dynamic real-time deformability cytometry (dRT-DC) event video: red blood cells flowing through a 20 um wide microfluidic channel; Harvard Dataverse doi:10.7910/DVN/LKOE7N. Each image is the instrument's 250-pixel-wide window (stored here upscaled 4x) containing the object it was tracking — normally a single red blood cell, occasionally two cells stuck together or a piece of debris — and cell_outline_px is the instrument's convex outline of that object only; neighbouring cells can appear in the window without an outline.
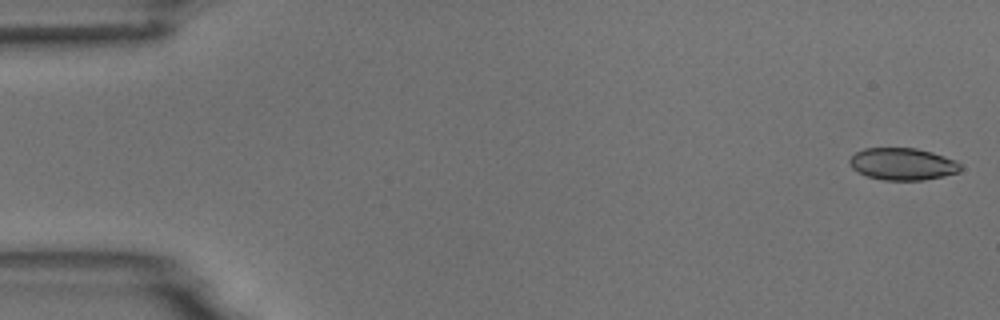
{"species": "common noctule bat (a hibernating species)", "species_latin": "Nyctalus noctula", "temperature_condition": "room temperature", "stored_images_in_passage": 5, "camera_frame_rate_fps": 3000, "um_per_image_px": 0.085, "animal": {"sex": "male", "body_mass_g": 18.8}, "frame": {"image": 1, "passage_image": 1, "time_ms": 0.0, "image_size_px": [1000, 320], "cell_outline_px": [[960, 172], [944, 176], [924, 180], [884, 180], [868, 176], [856, 172], [848, 164], [848, 160], [856, 152], [864, 148], [916, 148], [932, 152], [956, 160], [960, 164]], "centroid_in_image_um": [76.7, 13.94], "position_along_channel_um": 8.3, "area_um2": 20.87}}
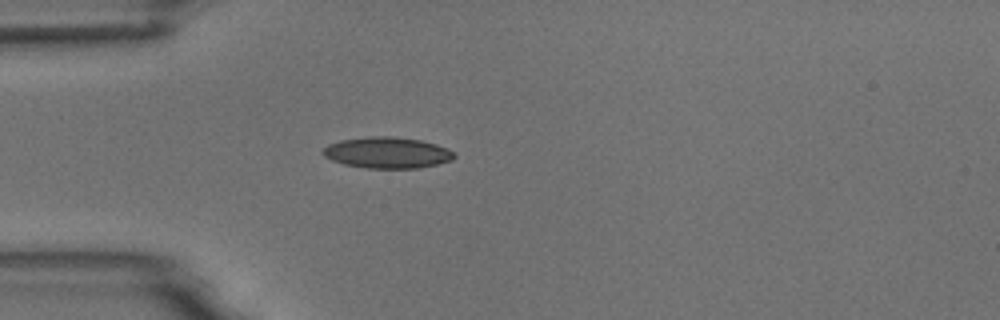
{"frame": {"image": 2, "passage_image": 5, "time_ms": 4.667, "image_size_px": [1000, 320], "cell_outline_px": [[456, 156], [452, 160], [436, 164], [416, 168], [368, 168], [344, 164], [332, 160], [324, 156], [320, 152], [328, 144], [340, 140], [368, 136], [396, 136], [420, 140], [436, 144], [448, 148]], "centroid_in_image_um": [32.89, 12.96], "position_along_channel_um": 52.1, "area_um2": 23.87}}